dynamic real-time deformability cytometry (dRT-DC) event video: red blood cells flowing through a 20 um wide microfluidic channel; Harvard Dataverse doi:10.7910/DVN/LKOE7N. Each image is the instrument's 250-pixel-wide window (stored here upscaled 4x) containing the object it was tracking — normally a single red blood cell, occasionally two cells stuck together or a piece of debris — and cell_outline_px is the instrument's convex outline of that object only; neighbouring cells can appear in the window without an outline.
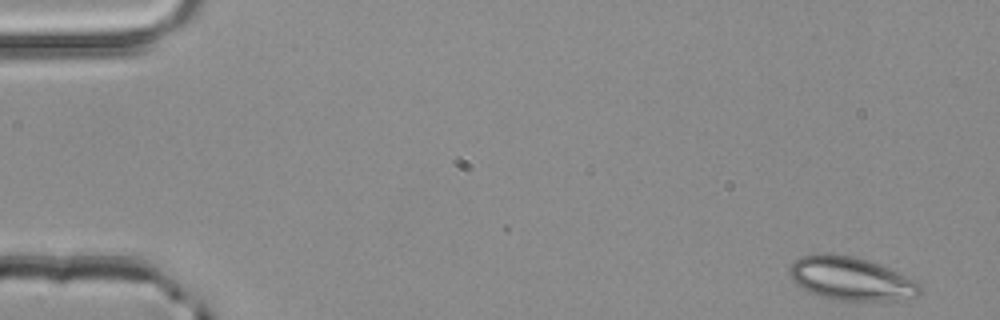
{"species": "common noctule bat (a hibernating species)", "species_latin": "Nyctalus noctula", "temperature_condition": "room temperature", "stored_images_in_passage": 2, "camera_frame_rate_fps": 3000, "um_per_image_px": 0.085, "animal": {"sex": "male", "body_mass_g": 20.4}, "frame": {"image": 1, "passage_image": 2, "time_ms": 0.333, "image_size_px": [1000, 320], "cell_outline_px": [[924, 288], [916, 296], [896, 300], [840, 300], [820, 296], [800, 288], [792, 280], [788, 272], [792, 264], [800, 256], [820, 252], [832, 252], [852, 256], [868, 260], [888, 268], [916, 280]], "centroid_in_image_um": [72.31, 23.66], "position_along_channel_um": 12.7, "area_um2": 33.12}}